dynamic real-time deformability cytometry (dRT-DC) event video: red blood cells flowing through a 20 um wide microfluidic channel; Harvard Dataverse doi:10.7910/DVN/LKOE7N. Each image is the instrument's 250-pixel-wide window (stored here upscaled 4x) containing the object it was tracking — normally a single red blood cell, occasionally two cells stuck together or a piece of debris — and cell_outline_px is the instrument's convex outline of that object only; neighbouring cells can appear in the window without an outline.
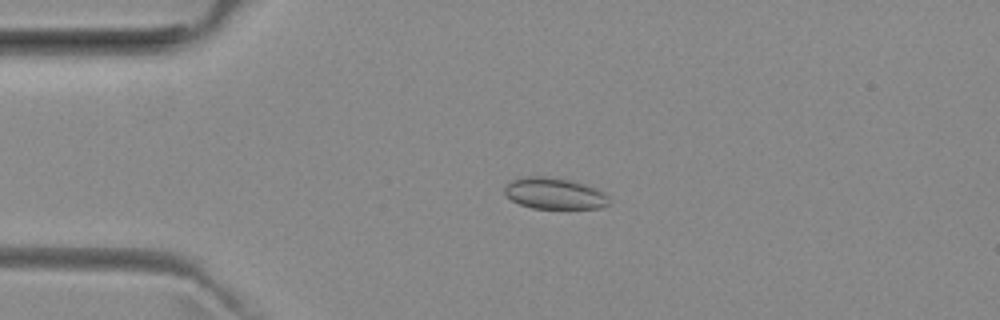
{"species": "common noctule bat (a hibernating species)", "species_latin": "Nyctalus noctula", "temperature_condition": "room temperature", "stored_images_in_passage": 51, "camera_frame_rate_fps": 3000, "um_per_image_px": 0.085, "animal": {"sex": "female", "body_mass_g": 29.2, "forearm_length_mm": 56.3}, "frame": {"image": 1, "passage_image": 11, "time_ms": 3.333, "image_size_px": [1000, 320], "cell_outline_px": [[608, 204], [600, 208], [532, 208], [520, 204], [512, 200], [504, 192], [504, 188], [512, 180], [528, 176], [544, 176], [568, 180], [584, 184], [604, 192], [608, 196]], "centroid_in_image_um": [47.12, 16.45], "position_along_channel_um": 37.9, "area_um2": 18.73}}
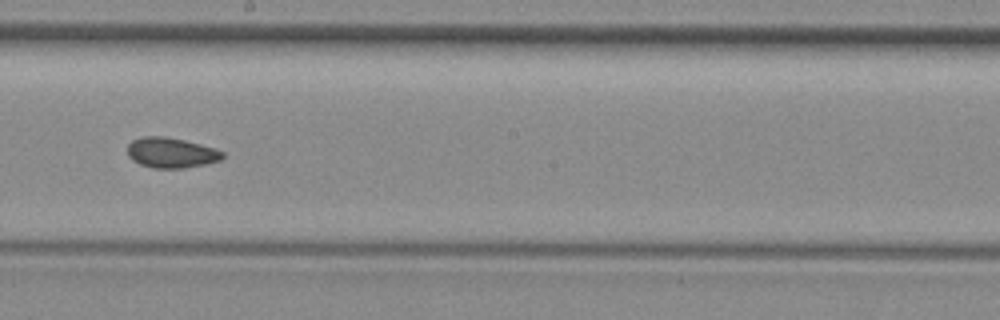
{"frame": {"image": 2, "passage_image": 28, "time_ms": 9.0, "image_size_px": [1000, 320], "cell_outline_px": [[224, 156], [220, 160], [204, 164], [184, 168], [152, 168], [140, 164], [132, 160], [128, 156], [128, 144], [132, 140], [144, 136], [164, 136], [184, 140], [216, 148], [224, 152]], "centroid_in_image_um": [14.54, 12.98], "position_along_channel_um": 233.7, "area_um2": 16.82}}
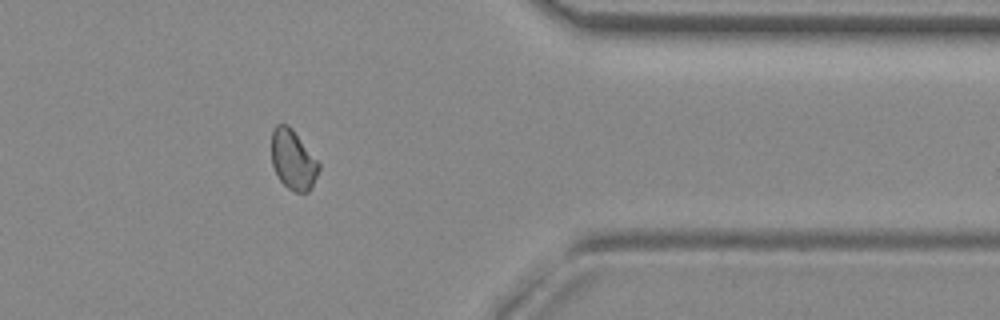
{"frame": {"image": 3, "passage_image": 41, "time_ms": 13.333, "image_size_px": [1000, 320], "cell_outline_px": [[320, 168], [312, 188], [308, 192], [296, 192], [288, 188], [280, 180], [272, 164], [272, 132], [276, 124], [288, 124], [292, 128], [320, 164]], "centroid_in_image_um": [24.92, 13.58], "position_along_channel_um": 386.5, "area_um2": 16.36}, "authors_computed_cell_mechanics": {"area_um2": 16.8198, "velocity_mm_per_s": 3.9873, "shape_relaxation_time_tau1_ms": null, "shape_relaxation_time_tau2_ms": 2.7237, "deformation_change_tau1": null, "deformation_change_tau2": 0.066}}